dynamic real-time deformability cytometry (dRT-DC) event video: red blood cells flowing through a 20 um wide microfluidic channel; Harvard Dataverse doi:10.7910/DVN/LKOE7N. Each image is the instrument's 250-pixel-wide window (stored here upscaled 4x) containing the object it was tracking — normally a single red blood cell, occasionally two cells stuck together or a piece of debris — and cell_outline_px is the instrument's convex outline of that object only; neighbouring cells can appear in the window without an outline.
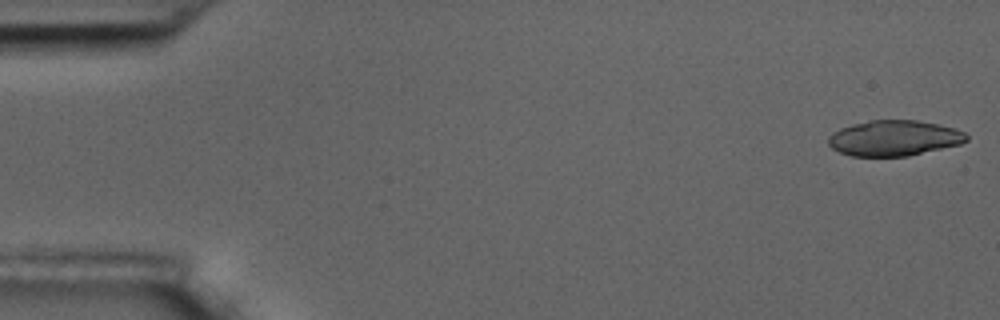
{"species": "common noctule bat (a hibernating species)", "species_latin": "Nyctalus noctula", "temperature_condition": "room temperature", "stored_images_in_passage": 56, "camera_frame_rate_fps": 3000, "um_per_image_px": 0.085, "animal": {"sex": "male", "body_mass_g": 17.5, "forearm_length_mm": 52.3}, "frame": {"image": 1, "passage_image": 1, "time_ms": 0.0, "image_size_px": [1000, 320], "cell_outline_px": [[968, 140], [960, 144], [908, 156], [852, 156], [840, 152], [832, 148], [828, 144], [828, 136], [832, 132], [840, 128], [852, 124], [872, 120], [916, 120], [940, 124], [964, 132], [968, 136]], "centroid_in_image_um": [75.98, 11.73], "position_along_channel_um": 9.0, "area_um2": 28.61}, "authors_computed_cell_mechanics": {"area_um2": 29.2757, "velocity_mm_per_s": 3.5272, "shape_relaxation_time_tau1_ms": 2.6817, "shape_relaxation_time_tau2_ms": 2.7304, "deformation_change_tau1": 0.2699, "deformation_change_tau2": 0.1409}}